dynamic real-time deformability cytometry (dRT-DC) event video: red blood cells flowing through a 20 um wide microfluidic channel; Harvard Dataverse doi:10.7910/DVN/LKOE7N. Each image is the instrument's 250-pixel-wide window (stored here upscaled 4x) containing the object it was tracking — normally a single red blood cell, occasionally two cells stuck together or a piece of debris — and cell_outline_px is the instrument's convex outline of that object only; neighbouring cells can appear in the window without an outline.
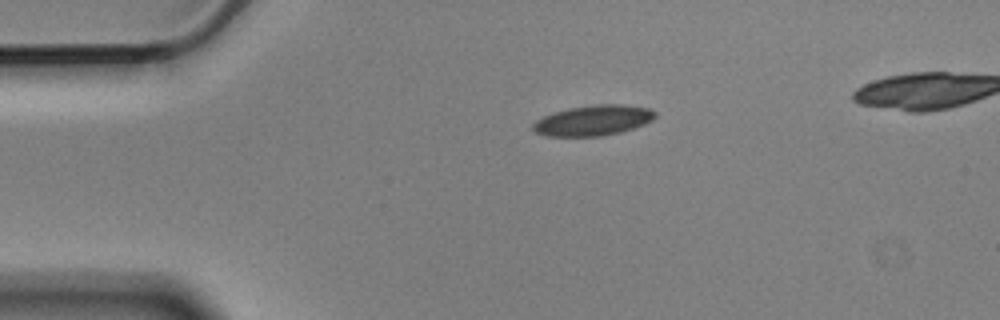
{"species": "Egyptian fruit bat (a non-hibernating species)", "species_latin": "Rousettus aegyptiacus", "temperature_condition": "cold", "stored_images_in_passage": 3, "segment_of_instrument_passage": [1, 2], "camera_frame_rate_fps": 3000, "um_per_image_px": 0.085, "animal": {"sex": "male"}, "frame": {"image": 1, "passage_image": 1, "time_ms": 0.0, "image_size_px": [1000, 320], "cell_outline_px": [[656, 116], [652, 120], [644, 124], [620, 132], [600, 136], [548, 136], [536, 132], [532, 128], [532, 124], [536, 120], [544, 116], [568, 108], [600, 104], [620, 104], [648, 108], [656, 112]], "centroid_in_image_um": [50.42, 10.23], "position_along_channel_um": 34.6, "area_um2": 21.39}}